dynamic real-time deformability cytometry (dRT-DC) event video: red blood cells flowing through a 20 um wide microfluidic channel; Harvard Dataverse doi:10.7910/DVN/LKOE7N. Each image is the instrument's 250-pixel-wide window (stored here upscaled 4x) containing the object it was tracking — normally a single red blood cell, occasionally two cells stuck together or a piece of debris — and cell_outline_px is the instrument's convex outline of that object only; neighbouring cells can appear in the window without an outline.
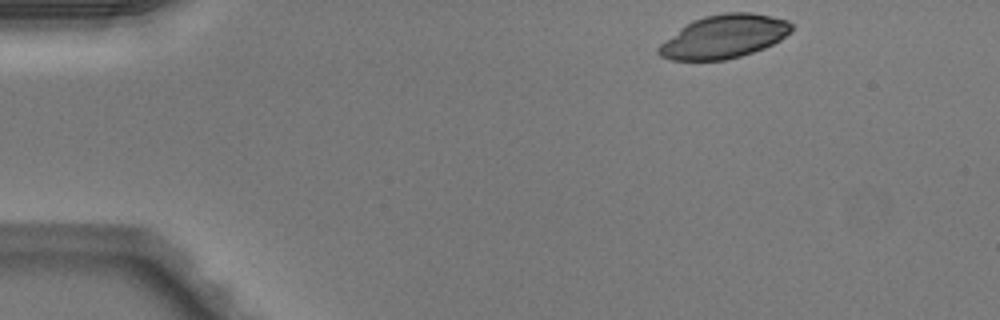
{"species": "Egyptian fruit bat (a non-hibernating species)", "species_latin": "Rousettus aegyptiacus", "temperature_condition": "warm", "stored_images_in_passage": 44, "camera_frame_rate_fps": 3000, "um_per_image_px": 0.085, "animal": {"sex": "male"}, "frame": {"image": 1, "passage_image": 1, "time_ms": 0.0, "image_size_px": [1000, 320], "cell_outline_px": [[792, 32], [780, 40], [764, 48], [740, 56], [724, 60], [672, 60], [660, 56], [656, 52], [656, 48], [660, 44], [680, 28], [692, 20], [704, 16], [724, 12], [752, 12], [772, 16], [788, 20], [792, 24]], "centroid_in_image_um": [61.54, 3.1], "position_along_channel_um": 23.5, "area_um2": 33.7}}